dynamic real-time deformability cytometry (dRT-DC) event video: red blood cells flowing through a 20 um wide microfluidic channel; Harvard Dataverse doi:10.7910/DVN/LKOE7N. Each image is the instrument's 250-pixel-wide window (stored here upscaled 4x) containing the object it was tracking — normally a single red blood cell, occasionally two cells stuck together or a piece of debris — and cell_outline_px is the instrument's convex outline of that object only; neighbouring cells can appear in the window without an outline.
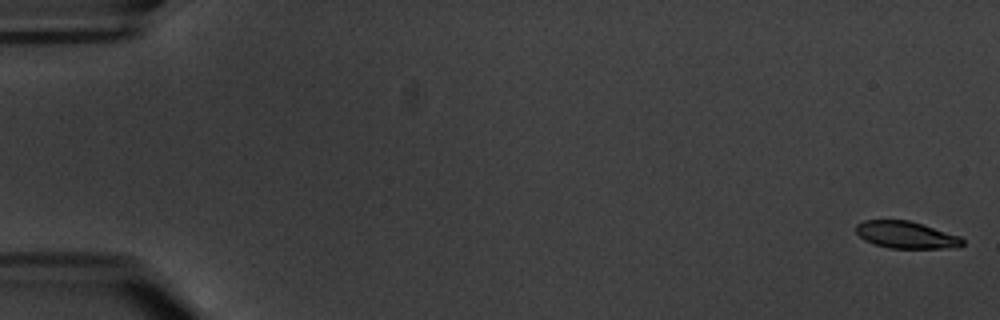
{"species": "common noctule bat (a hibernating species)", "species_latin": "Nyctalus noctula", "temperature_condition": "warm", "stored_images_in_passage": 6, "camera_frame_rate_fps": 3000, "um_per_image_px": 0.085, "animal": {"sex": "male", "body_mass_g": 20.1, "forearm_length_mm": 53.5}, "frame": {"image": 1, "passage_image": 1, "time_ms": 0.0, "image_size_px": [1000, 320], "cell_outline_px": [[964, 244], [940, 248], [888, 248], [864, 240], [856, 232], [856, 224], [864, 220], [908, 220], [960, 236], [964, 240]], "centroid_in_image_um": [76.97, 19.95], "position_along_channel_um": 8.0, "area_um2": 16.47}}
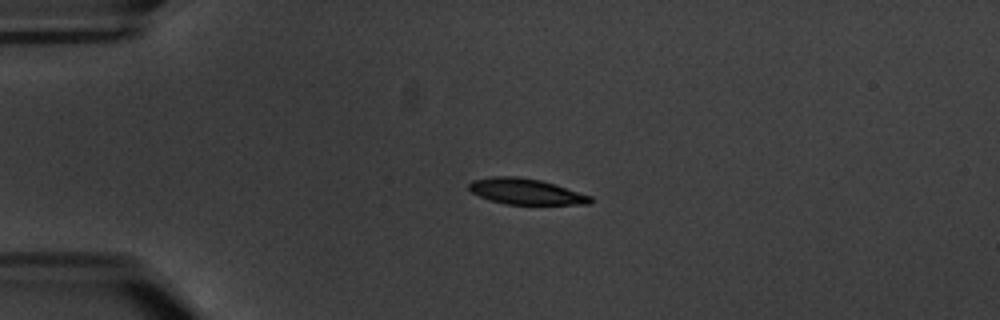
{"frame": {"image": 2, "passage_image": 5, "time_ms": 4.667, "image_size_px": [1000, 320], "cell_outline_px": [[592, 200], [588, 204], [504, 204], [488, 200], [472, 192], [468, 188], [468, 184], [472, 180], [492, 176], [516, 176], [540, 180], [592, 196]], "centroid_in_image_um": [44.64, 16.27], "position_along_channel_um": 40.4, "area_um2": 18.15}}